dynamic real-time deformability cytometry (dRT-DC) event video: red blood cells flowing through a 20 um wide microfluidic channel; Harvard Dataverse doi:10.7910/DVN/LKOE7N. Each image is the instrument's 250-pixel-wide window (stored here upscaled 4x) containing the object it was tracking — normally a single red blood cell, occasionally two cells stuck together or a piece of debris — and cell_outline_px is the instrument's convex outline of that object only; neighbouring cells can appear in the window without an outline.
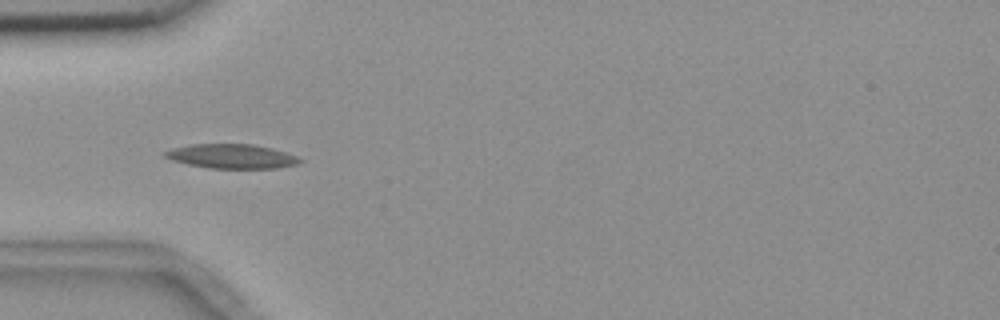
{"species": "common noctule bat (a hibernating species)", "species_latin": "Nyctalus noctula", "temperature_condition": "room temperature", "stored_images_in_passage": 4, "camera_frame_rate_fps": 3000, "um_per_image_px": 0.085, "animal": {"sex": "female", "body_mass_g": 18.4}, "frame": {"image": 1, "passage_image": 4, "time_ms": 3.667, "image_size_px": [1000, 320], "cell_outline_px": [[304, 160], [300, 164], [276, 168], [208, 168], [188, 164], [172, 160], [164, 156], [164, 152], [172, 148], [192, 144], [252, 144], [272, 148], [296, 156]], "centroid_in_image_um": [19.71, 13.28], "position_along_channel_um": 65.3, "area_um2": 19.07}}